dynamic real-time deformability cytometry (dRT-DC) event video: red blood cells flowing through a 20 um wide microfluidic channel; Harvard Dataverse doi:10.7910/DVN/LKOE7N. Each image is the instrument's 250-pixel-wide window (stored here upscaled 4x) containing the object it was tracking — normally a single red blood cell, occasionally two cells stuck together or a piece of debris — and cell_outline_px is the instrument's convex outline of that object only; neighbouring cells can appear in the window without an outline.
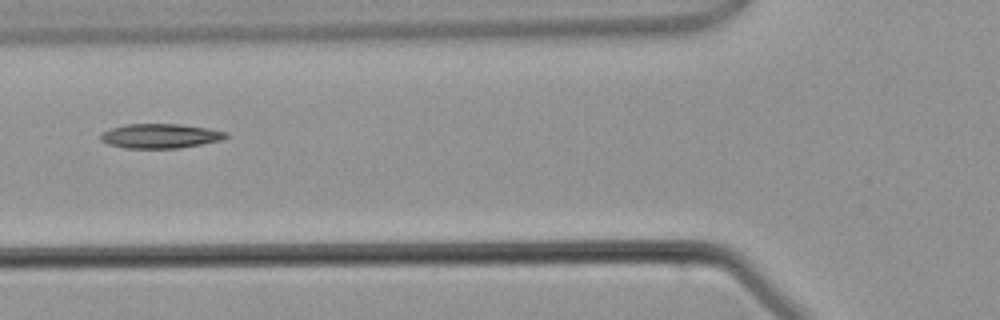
{"species": "common noctule bat (a hibernating species)", "species_latin": "Nyctalus noctula", "temperature_condition": "warm", "stored_images_in_passage": 5, "camera_frame_rate_fps": 3000, "um_per_image_px": 0.085, "animal": {"sex": "male", "body_mass_g": 21.5, "forearm_length_mm": 52.0}, "frame": {"image": 1, "passage_image": 5, "time_ms": 4.667, "image_size_px": [1000, 320], "cell_outline_px": [[228, 136], [220, 140], [180, 148], [124, 148], [108, 144], [100, 140], [100, 132], [108, 128], [124, 124], [180, 124], [208, 128], [228, 132]], "centroid_in_image_um": [13.56, 11.55], "position_along_channel_um": 112.2, "area_um2": 18.03}}